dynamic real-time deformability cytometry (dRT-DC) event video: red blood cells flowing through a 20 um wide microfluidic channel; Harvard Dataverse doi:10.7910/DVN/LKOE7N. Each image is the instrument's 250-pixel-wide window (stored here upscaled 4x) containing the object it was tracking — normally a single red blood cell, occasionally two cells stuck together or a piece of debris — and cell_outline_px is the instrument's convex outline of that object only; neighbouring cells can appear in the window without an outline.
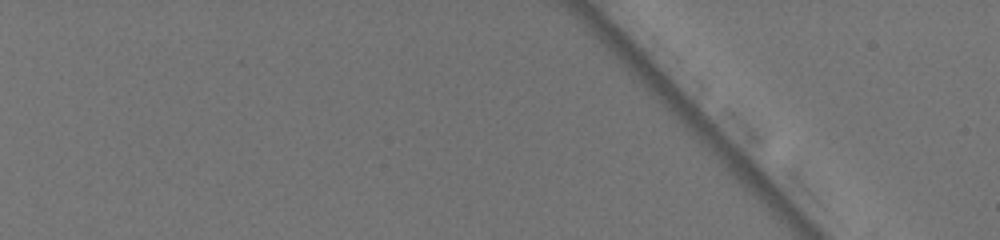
{"species": "common noctule bat (a hibernating species)", "species_latin": "Nyctalus noctula", "temperature_condition": "warm", "stored_images_in_passage": 4, "camera_frame_rate_fps": 3000, "um_per_image_px": 0.085, "animal": {"sex": "female", "body_mass_g": 19.5, "forearm_length_mm": 54.1}, "frame": {"image": 1, "passage_image": 3, "time_ms": 0.667, "image_size_px": [1000, 240], "cell_outline_px": [[940, 92], [924, 132], [920, 136], [916, 136], [896, 116], [892, 108], [928, 80], [932, 80], [940, 88]], "centroid_in_image_um": [78.04, 9.13], "position_along_channel_um": 7.0, "area_um2": 10.58}}